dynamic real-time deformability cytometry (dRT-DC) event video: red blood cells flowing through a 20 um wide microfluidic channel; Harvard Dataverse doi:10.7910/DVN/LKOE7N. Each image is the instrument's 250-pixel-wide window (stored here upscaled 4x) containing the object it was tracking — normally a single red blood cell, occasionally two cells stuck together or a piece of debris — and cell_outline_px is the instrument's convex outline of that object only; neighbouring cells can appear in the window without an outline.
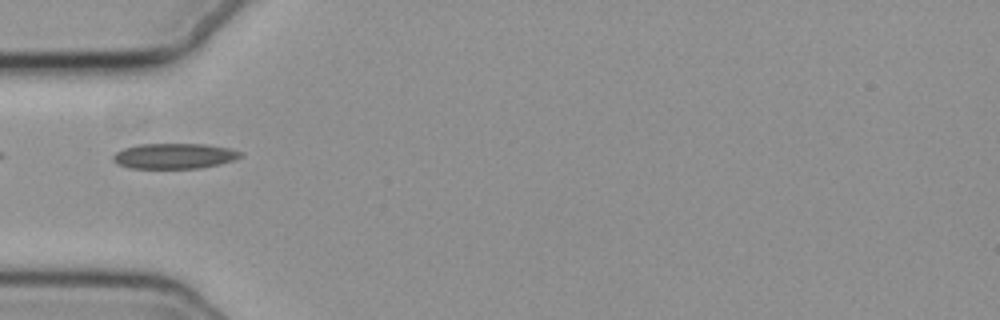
{"species": "common noctule bat (a hibernating species)", "species_latin": "Nyctalus noctula", "temperature_condition": "cold", "stored_images_in_passage": 30, "camera_frame_rate_fps": 3000, "um_per_image_px": 0.085, "animal": {"sex": "female", "body_mass_g": 19.3, "forearm_length_mm": 54.1}, "frame": {"image": 1, "passage_image": 1, "time_ms": 0.0, "image_size_px": [1000, 320], "cell_outline_px": [[244, 156], [220, 164], [200, 168], [128, 168], [112, 160], [112, 156], [116, 152], [124, 148], [140, 144], [204, 144], [232, 148], [244, 152]], "centroid_in_image_um": [14.86, 13.25], "position_along_channel_um": 70.1, "area_um2": 18.96}}